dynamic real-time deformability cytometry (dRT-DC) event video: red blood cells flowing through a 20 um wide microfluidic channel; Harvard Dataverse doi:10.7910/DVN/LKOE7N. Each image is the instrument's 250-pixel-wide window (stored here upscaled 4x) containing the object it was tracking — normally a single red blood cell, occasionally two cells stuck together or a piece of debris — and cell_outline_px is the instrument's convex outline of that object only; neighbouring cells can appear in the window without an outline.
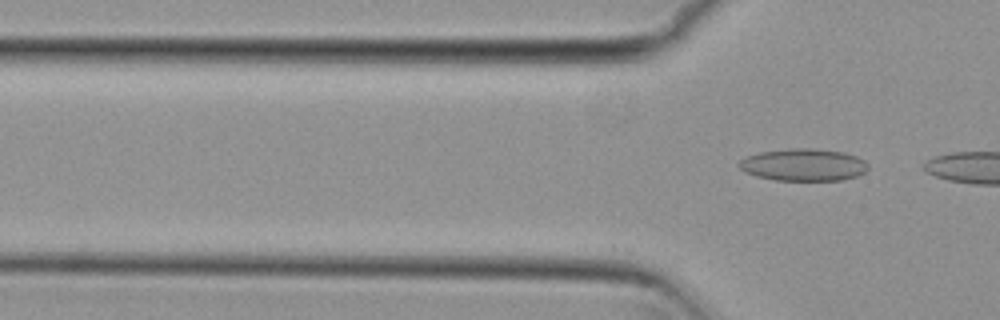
{"species": "common noctule bat (a hibernating species)", "species_latin": "Nyctalus noctula", "temperature_condition": "cold", "stored_images_in_passage": 13, "camera_frame_rate_fps": 3000, "um_per_image_px": 0.085, "animal": {"sex": "female", "body_mass_g": 29.2, "forearm_length_mm": 56.3}, "frame": {"image": 1, "passage_image": 13, "time_ms": 4.0, "image_size_px": [1000, 320], "cell_outline_px": [[868, 168], [864, 172], [856, 176], [840, 180], [776, 180], [756, 176], [744, 172], [736, 164], [740, 160], [748, 156], [760, 152], [788, 148], [816, 148], [844, 152], [856, 156], [864, 160], [868, 164]], "centroid_in_image_um": [68.28, 14.0], "position_along_channel_um": 57.5, "area_um2": 24.33}}